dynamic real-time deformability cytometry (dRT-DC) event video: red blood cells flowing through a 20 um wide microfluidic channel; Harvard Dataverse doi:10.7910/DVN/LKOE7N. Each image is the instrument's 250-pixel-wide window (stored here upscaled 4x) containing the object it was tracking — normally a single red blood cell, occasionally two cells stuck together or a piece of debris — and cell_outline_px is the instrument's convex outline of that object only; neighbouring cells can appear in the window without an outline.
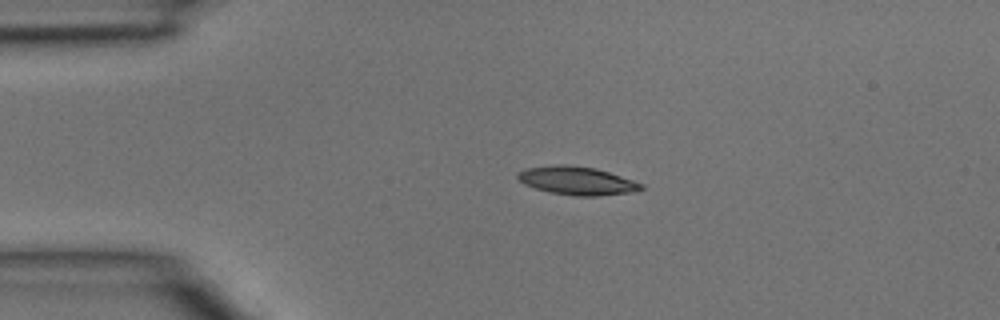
{"species": "common noctule bat (a hibernating species)", "species_latin": "Nyctalus noctula", "temperature_condition": "room temperature", "stored_images_in_passage": 3, "camera_frame_rate_fps": 3000, "um_per_image_px": 0.085, "animal": {"sex": "male", "body_mass_g": 15.6}, "frame": {"image": 1, "passage_image": 2, "time_ms": 0.333, "image_size_px": [1000, 320], "cell_outline_px": [[644, 188], [628, 192], [596, 196], [576, 196], [548, 192], [524, 184], [516, 176], [524, 168], [560, 164], [564, 164], [596, 168], [644, 184]], "centroid_in_image_um": [49.01, 15.35], "position_along_channel_um": 36.0, "area_um2": 20.11}}